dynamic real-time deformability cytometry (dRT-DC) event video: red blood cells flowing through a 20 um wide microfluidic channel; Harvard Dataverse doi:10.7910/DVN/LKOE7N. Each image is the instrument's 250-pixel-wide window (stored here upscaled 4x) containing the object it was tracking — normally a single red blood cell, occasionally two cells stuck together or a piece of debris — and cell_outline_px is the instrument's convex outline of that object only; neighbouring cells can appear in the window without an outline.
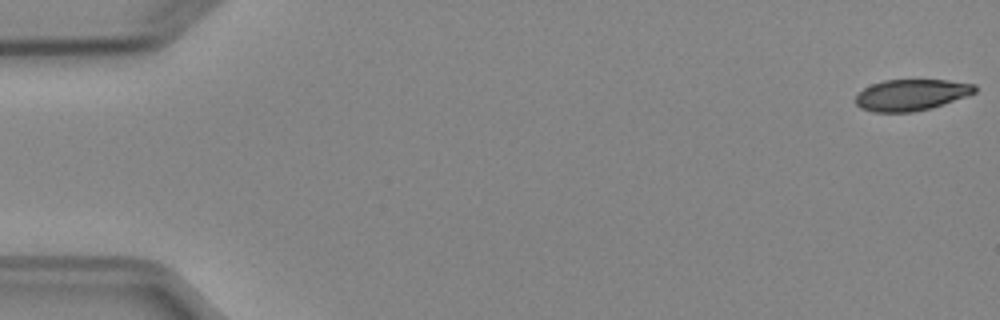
{"species": "Egyptian fruit bat (a non-hibernating species)", "species_latin": "Rousettus aegyptiacus", "temperature_condition": "cold", "stored_images_in_passage": 52, "camera_frame_rate_fps": 3000, "um_per_image_px": 0.085, "animal": {"sex": "female"}, "frame": {"image": 1, "passage_image": 1, "time_ms": 0.0, "image_size_px": [1000, 320], "cell_outline_px": [[976, 92], [932, 108], [912, 112], [872, 112], [860, 108], [856, 104], [856, 96], [864, 88], [872, 84], [884, 80], [948, 80], [976, 84]], "centroid_in_image_um": [77.45, 8.07], "position_along_channel_um": 7.6, "area_um2": 21.68}}
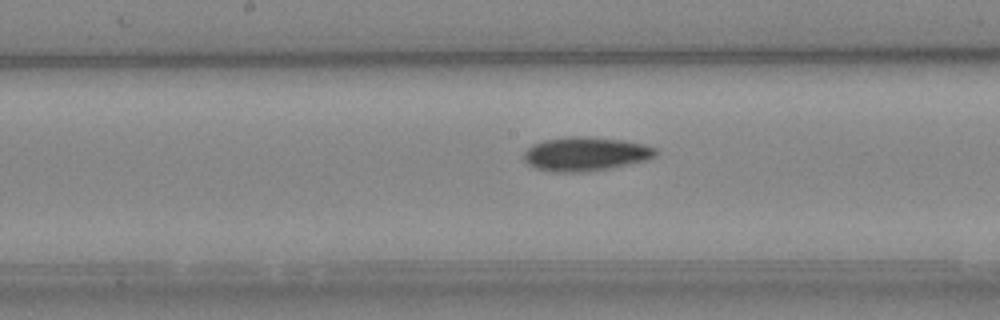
{"frame": {"image": 2, "passage_image": 27, "time_ms": 8.667, "image_size_px": [1000, 320], "cell_outline_px": [[660, 152], [656, 156], [648, 160], [612, 168], [588, 172], [552, 172], [532, 168], [524, 160], [524, 152], [532, 144], [544, 140], [568, 136], [588, 136], [624, 140], [644, 144], [656, 148]], "centroid_in_image_um": [49.79, 13.09], "position_along_channel_um": 198.4, "area_um2": 26.65}}
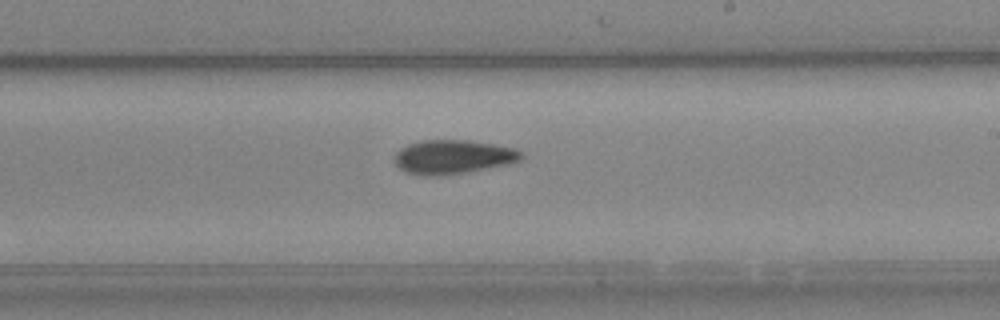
{"frame": {"image": 3, "passage_image": 31, "time_ms": 10.0, "image_size_px": [1000, 320], "cell_outline_px": [[524, 156], [520, 160], [508, 164], [464, 172], [432, 176], [404, 172], [392, 160], [392, 156], [400, 148], [408, 144], [420, 140], [468, 140], [516, 148], [524, 152]], "centroid_in_image_um": [38.48, 13.32], "position_along_channel_um": 250.5, "area_um2": 25.14}, "authors_computed_cell_mechanics": {"area_um2": 24.0159, "velocity_mm_per_s": 3.9322, "shape_relaxation_time_tau1_ms": 5.2457, "shape_relaxation_time_tau2_ms": null, "deformation_change_tau1": 0.1271, "deformation_change_tau2": null}}